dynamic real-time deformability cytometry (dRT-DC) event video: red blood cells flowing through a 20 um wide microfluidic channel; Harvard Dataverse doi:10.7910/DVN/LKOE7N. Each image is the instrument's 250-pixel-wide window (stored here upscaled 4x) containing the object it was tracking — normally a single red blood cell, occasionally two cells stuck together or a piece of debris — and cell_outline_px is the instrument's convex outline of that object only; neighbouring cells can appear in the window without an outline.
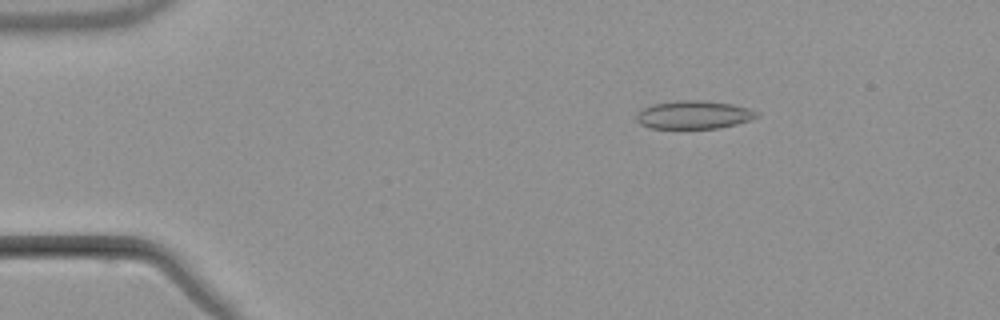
{"species": "common noctule bat (a hibernating species)", "species_latin": "Nyctalus noctula", "temperature_condition": "warm", "stored_images_in_passage": 6, "camera_frame_rate_fps": 3000, "um_per_image_px": 0.085, "animal": {"sex": "male", "body_mass_g": 21.5, "forearm_length_mm": 52.0}, "frame": {"image": 1, "passage_image": 3, "time_ms": 2.667, "image_size_px": [1000, 320], "cell_outline_px": [[760, 116], [752, 120], [720, 128], [652, 128], [640, 124], [636, 120], [636, 112], [652, 104], [680, 100], [704, 100], [732, 104], [752, 108], [760, 112]], "centroid_in_image_um": [59.03, 9.75], "position_along_channel_um": 26.0, "area_um2": 20.06}}
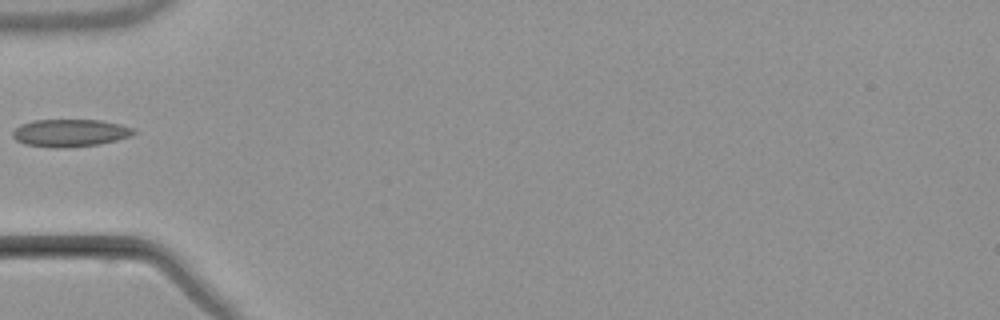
{"frame": {"image": 2, "passage_image": 5, "time_ms": 6.0, "image_size_px": [1000, 320], "cell_outline_px": [[136, 132], [132, 136], [100, 144], [68, 148], [52, 148], [24, 144], [16, 140], [12, 136], [12, 132], [20, 124], [32, 120], [100, 120], [120, 124], [136, 128]], "centroid_in_image_um": [5.97, 11.3], "position_along_channel_um": 79.0, "area_um2": 19.71}}
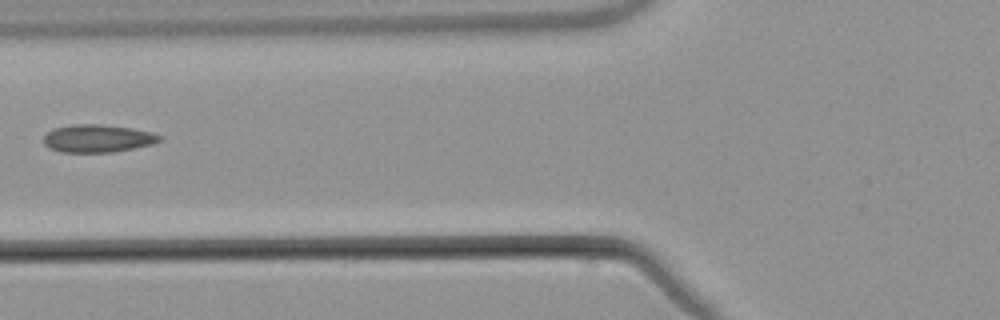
{"frame": {"image": 3, "passage_image": 6, "time_ms": 7.0, "image_size_px": [1000, 320], "cell_outline_px": [[164, 140], [152, 144], [112, 152], [60, 152], [48, 148], [44, 144], [44, 136], [52, 128], [72, 124], [100, 124], [132, 128], [152, 132], [164, 136]], "centroid_in_image_um": [8.31, 11.76], "position_along_channel_um": 117.5, "area_um2": 18.96}}